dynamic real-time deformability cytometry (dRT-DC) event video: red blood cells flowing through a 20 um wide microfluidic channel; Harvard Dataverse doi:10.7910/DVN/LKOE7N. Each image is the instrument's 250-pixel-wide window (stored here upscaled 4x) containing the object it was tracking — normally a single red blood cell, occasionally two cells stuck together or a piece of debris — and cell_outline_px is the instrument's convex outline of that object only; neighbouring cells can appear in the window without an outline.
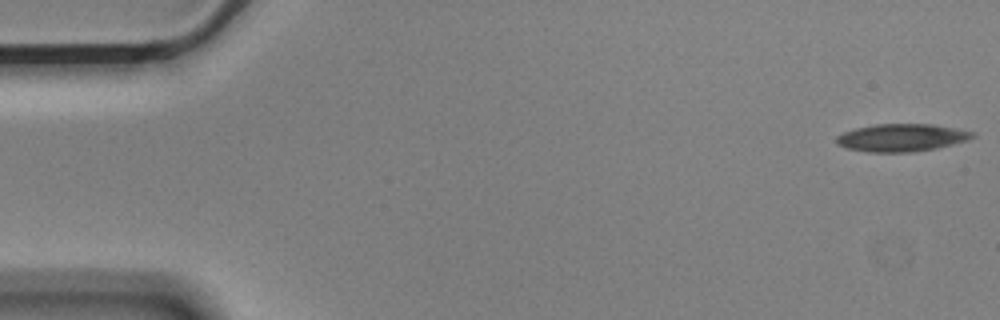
{"species": "Egyptian fruit bat (a non-hibernating species)", "species_latin": "Rousettus aegyptiacus", "temperature_condition": "cold", "stored_images_in_passage": 55, "camera_frame_rate_fps": 3000, "um_per_image_px": 0.085, "animal": {"sex": "male"}, "frame": {"image": 1, "passage_image": 1, "time_ms": 0.0, "image_size_px": [1000, 320], "cell_outline_px": [[976, 136], [968, 140], [936, 148], [912, 152], [868, 152], [844, 148], [836, 144], [836, 136], [844, 132], [856, 128], [876, 124], [932, 124], [956, 128], [976, 132]], "centroid_in_image_um": [76.64, 11.7], "position_along_channel_um": 8.4, "area_um2": 22.02}}
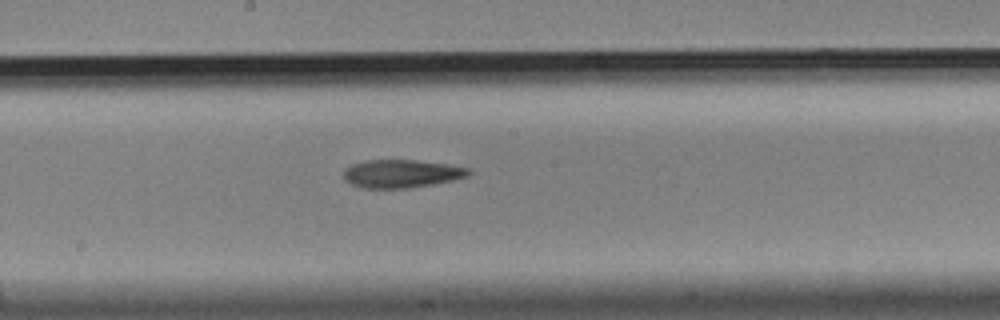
{"frame": {"image": 2, "passage_image": 29, "time_ms": 9.333, "image_size_px": [1000, 320], "cell_outline_px": [[472, 172], [468, 176], [452, 180], [432, 184], [408, 188], [360, 188], [344, 180], [344, 168], [352, 164], [364, 160], [416, 160], [448, 164], [472, 168]], "centroid_in_image_um": [34.13, 14.75], "position_along_channel_um": 214.1, "area_um2": 20.63}}
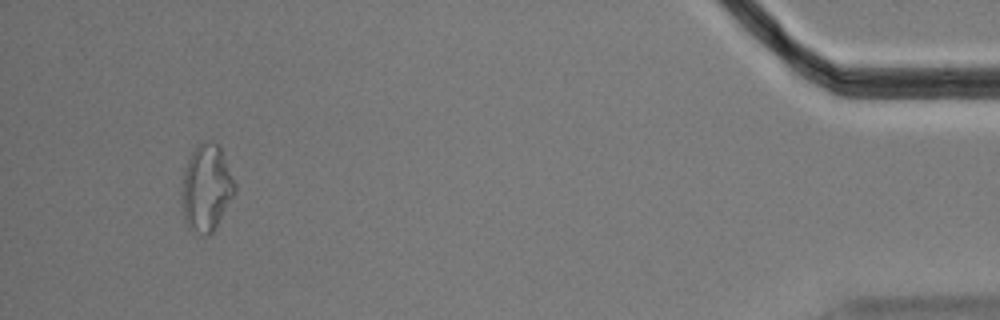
{"frame": {"image": 3, "passage_image": 52, "time_ms": 17.0, "image_size_px": [1000, 320], "cell_outline_px": [[236, 192], [212, 232], [204, 232], [188, 228], [184, 220], [184, 168], [192, 152], [200, 144], [208, 140], [220, 144], [236, 184]], "centroid_in_image_um": [17.6, 15.9], "position_along_channel_um": 417.6, "area_um2": 25.95}, "authors_computed_cell_mechanics": {"area_um2": 21.7328, "velocity_mm_per_s": 3.5877, "shape_relaxation_time_tau1_ms": null, "shape_relaxation_time_tau2_ms": 9.8872, "deformation_change_tau1": null, "deformation_change_tau2": 0.2412}}